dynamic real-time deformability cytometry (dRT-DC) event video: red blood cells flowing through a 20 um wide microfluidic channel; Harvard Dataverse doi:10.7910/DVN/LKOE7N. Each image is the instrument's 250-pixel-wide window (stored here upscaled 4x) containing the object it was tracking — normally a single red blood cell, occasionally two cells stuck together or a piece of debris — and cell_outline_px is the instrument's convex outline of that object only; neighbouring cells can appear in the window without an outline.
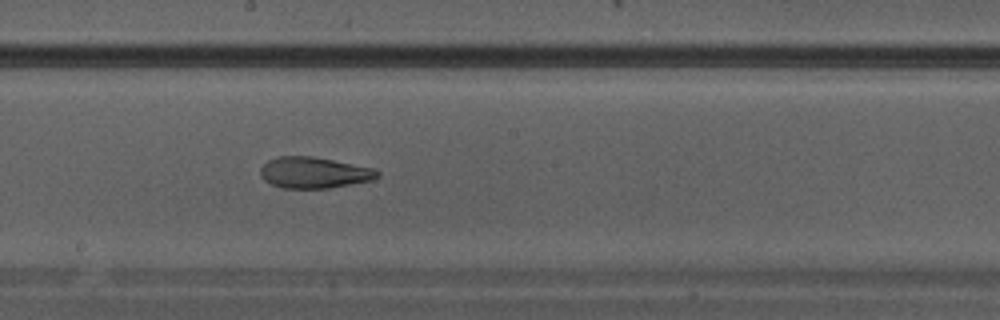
{"species": "Egyptian fruit bat (a non-hibernating species)", "species_latin": "Rousettus aegyptiacus", "temperature_condition": "warm", "stored_images_in_passage": 13, "camera_frame_rate_fps": 3000, "um_per_image_px": 0.085, "animal": {"sex": "male"}, "frame": {"image": 1, "passage_image": 13, "time_ms": 4.0, "image_size_px": [1000, 320], "cell_outline_px": [[380, 176], [372, 180], [328, 188], [284, 188], [272, 184], [264, 180], [260, 176], [260, 168], [268, 160], [276, 156], [312, 156], [376, 168], [380, 172]], "centroid_in_image_um": [26.7, 14.66], "position_along_channel_um": 221.5, "area_um2": 21.33}}